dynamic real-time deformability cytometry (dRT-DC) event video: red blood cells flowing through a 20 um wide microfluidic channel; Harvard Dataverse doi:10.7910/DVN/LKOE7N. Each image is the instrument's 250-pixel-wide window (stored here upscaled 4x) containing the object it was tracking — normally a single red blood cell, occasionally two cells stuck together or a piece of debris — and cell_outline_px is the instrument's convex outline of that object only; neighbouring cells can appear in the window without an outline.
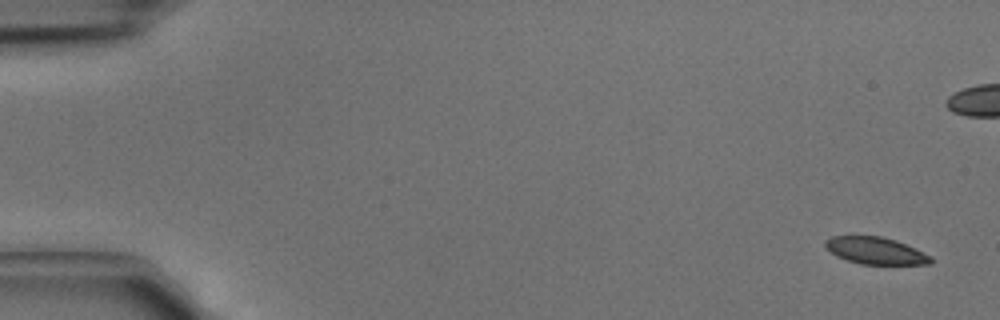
{"species": "common noctule bat (a hibernating species)", "species_latin": "Nyctalus noctula", "temperature_condition": "cold", "stored_images_in_passage": 5, "camera_frame_rate_fps": 3000, "um_per_image_px": 0.085, "animal": {"sex": "male", "body_mass_g": 15.6}, "frame": {"image": 1, "passage_image": 1, "time_ms": 0.0, "image_size_px": [1000, 320], "cell_outline_px": [[936, 260], [932, 264], [860, 264], [836, 256], [824, 244], [824, 240], [832, 236], [880, 236], [896, 240], [916, 248], [932, 256]], "centroid_in_image_um": [74.49, 21.31], "position_along_channel_um": 10.5, "area_um2": 16.7}}